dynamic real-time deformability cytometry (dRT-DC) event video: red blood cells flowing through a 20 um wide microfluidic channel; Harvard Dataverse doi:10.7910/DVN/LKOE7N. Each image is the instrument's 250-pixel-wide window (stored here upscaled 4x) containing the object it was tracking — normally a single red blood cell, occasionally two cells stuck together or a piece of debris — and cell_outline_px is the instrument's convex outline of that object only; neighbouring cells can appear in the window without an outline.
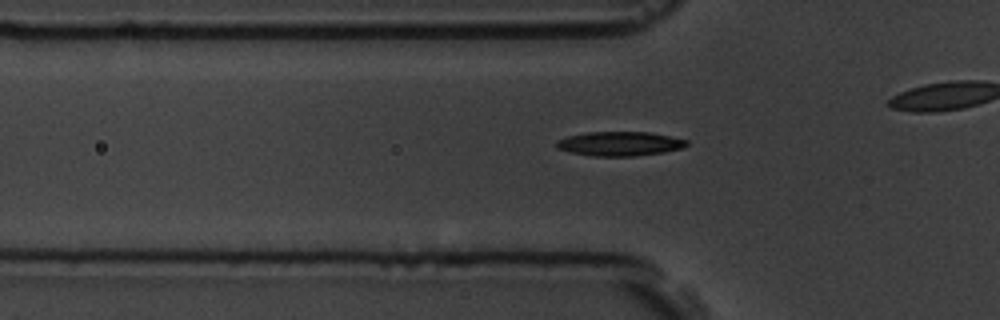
{"species": "common noctule bat (a hibernating species)", "species_latin": "Nyctalus noctula", "temperature_condition": "room temperature", "stored_images_in_passage": 32, "camera_frame_rate_fps": 3000, "um_per_image_px": 0.085, "animal": {"sex": "male", "body_mass_g": 19.5, "forearm_length_mm": 54.6}, "frame": {"image": 1, "passage_image": 5, "time_ms": 1.333, "image_size_px": [1000, 320], "cell_outline_px": [[688, 144], [680, 148], [664, 152], [632, 156], [592, 156], [572, 152], [556, 148], [556, 140], [568, 136], [588, 132], [648, 132], [688, 140]], "centroid_in_image_um": [52.65, 12.21], "position_along_channel_um": 73.2, "area_um2": 18.21}}
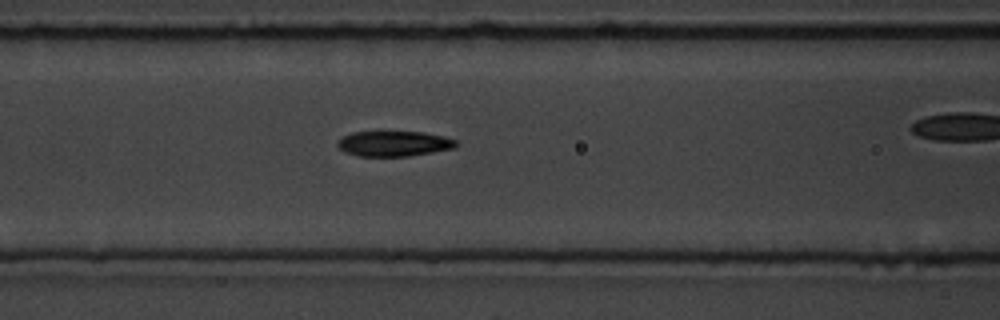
{"frame": {"image": 2, "passage_image": 10, "time_ms": 3.0, "image_size_px": [1000, 320], "cell_outline_px": [[456, 148], [408, 156], [360, 156], [344, 152], [336, 144], [344, 136], [352, 132], [388, 128], [424, 132], [444, 136], [456, 140]], "centroid_in_image_um": [33.47, 12.15], "position_along_channel_um": 133.1, "area_um2": 18.38}}
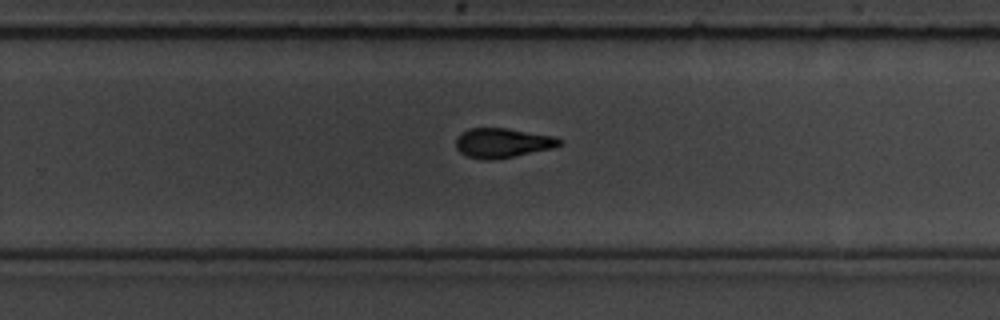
{"frame": {"image": 3, "passage_image": 23, "time_ms": 7.333, "image_size_px": [1000, 320], "cell_outline_px": [[564, 144], [556, 148], [496, 160], [480, 160], [468, 156], [460, 152], [456, 148], [456, 136], [460, 132], [468, 128], [504, 128], [556, 136], [564, 140]], "centroid_in_image_um": [42.76, 12.16], "position_along_channel_um": 287.0, "area_um2": 18.38}}